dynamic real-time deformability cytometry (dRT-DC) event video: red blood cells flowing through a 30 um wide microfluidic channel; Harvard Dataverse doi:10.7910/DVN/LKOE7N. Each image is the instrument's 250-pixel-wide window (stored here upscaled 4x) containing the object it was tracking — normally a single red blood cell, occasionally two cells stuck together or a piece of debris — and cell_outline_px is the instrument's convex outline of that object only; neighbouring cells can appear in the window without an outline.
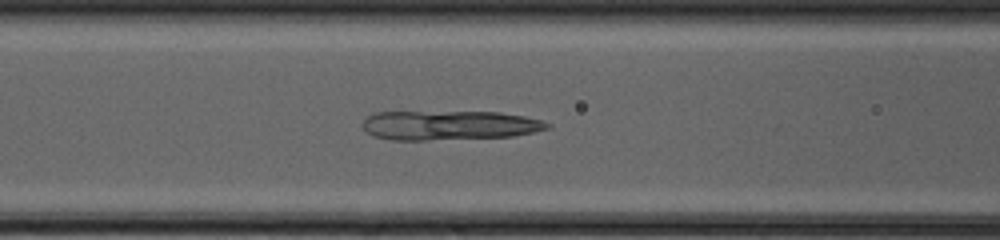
{"species": "common noctule bat (a hibernating species)", "species_latin": "Nyctalus noctula", "temperature_condition": "cold", "stored_images_in_passage": 40, "camera_frame_rate_fps": 3000, "um_per_image_px": 0.085, "animal": {"sex": "female", "body_mass_g": 20.0, "forearm_length_mm": 54.0}, "frame": {"image": 1, "passage_image": 13, "time_ms": 4.0, "image_size_px": [1000, 240], "cell_outline_px": [[552, 128], [512, 136], [424, 140], [392, 140], [372, 136], [360, 124], [368, 116], [376, 112], [500, 112], [524, 116], [540, 120], [552, 124]], "centroid_in_image_um": [38.18, 10.65], "position_along_channel_um": 128.4, "area_um2": 31.62}}
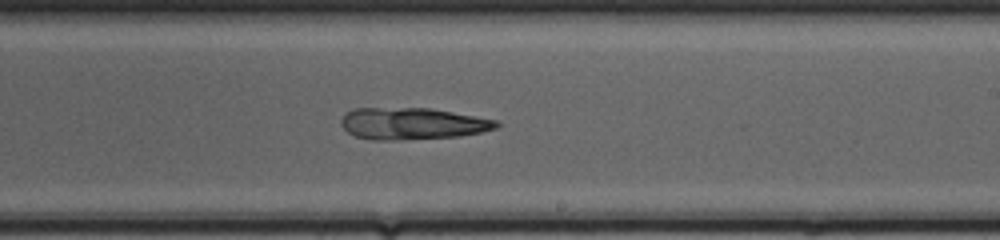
{"frame": {"image": 2, "passage_image": 22, "time_ms": 7.0, "image_size_px": [1000, 240], "cell_outline_px": [[500, 124], [496, 128], [480, 132], [460, 136], [396, 140], [372, 140], [356, 136], [348, 132], [340, 124], [340, 120], [348, 112], [356, 108], [428, 108], [496, 120]], "centroid_in_image_um": [35.02, 10.51], "position_along_channel_um": 254.0, "area_um2": 28.44}}
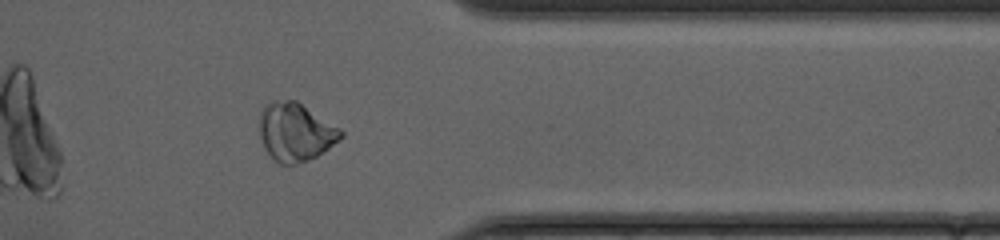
{"frame": {"image": 3, "passage_image": 32, "time_ms": 10.333, "image_size_px": [1000, 240], "cell_outline_px": [[344, 136], [340, 140], [316, 156], [308, 160], [296, 164], [280, 164], [264, 148], [260, 136], [260, 112], [264, 104], [272, 100], [296, 100], [340, 128], [344, 132]], "centroid_in_image_um": [25.11, 11.2], "position_along_channel_um": 386.3, "area_um2": 27.57}}